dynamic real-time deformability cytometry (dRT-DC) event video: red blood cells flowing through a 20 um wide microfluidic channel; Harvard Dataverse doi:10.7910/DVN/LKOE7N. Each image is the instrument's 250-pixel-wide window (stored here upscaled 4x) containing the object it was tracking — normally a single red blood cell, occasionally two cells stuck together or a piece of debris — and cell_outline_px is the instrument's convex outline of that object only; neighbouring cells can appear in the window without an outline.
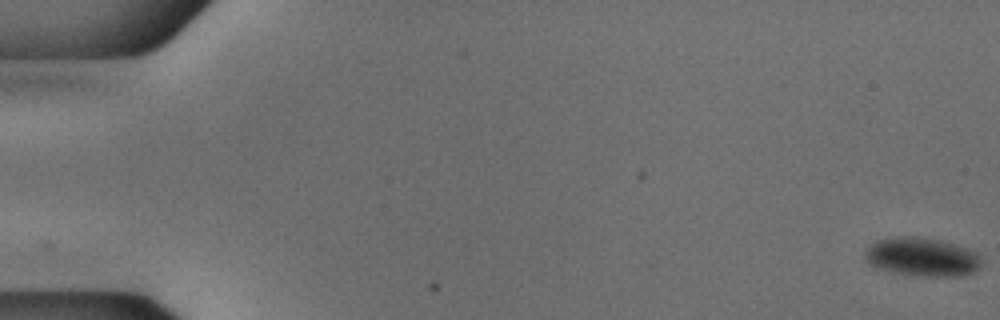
{"species": "common noctule bat (a hibernating species)", "species_latin": "Nyctalus noctula", "temperature_condition": "cold", "stored_images_in_passage": 55, "camera_frame_rate_fps": 3000, "um_per_image_px": 0.085, "animal": {"sex": "male", "body_mass_g": 18.8}, "frame": {"image": 1, "passage_image": 1, "time_ms": 0.0, "image_size_px": [1000, 320], "cell_outline_px": [[984, 264], [972, 272], [960, 276], [928, 276], [896, 272], [880, 268], [868, 264], [864, 260], [864, 252], [868, 244], [876, 240], [892, 236], [916, 236], [940, 240], [968, 248], [984, 256]], "centroid_in_image_um": [78.38, 21.81], "position_along_channel_um": 6.6, "area_um2": 26.65}}
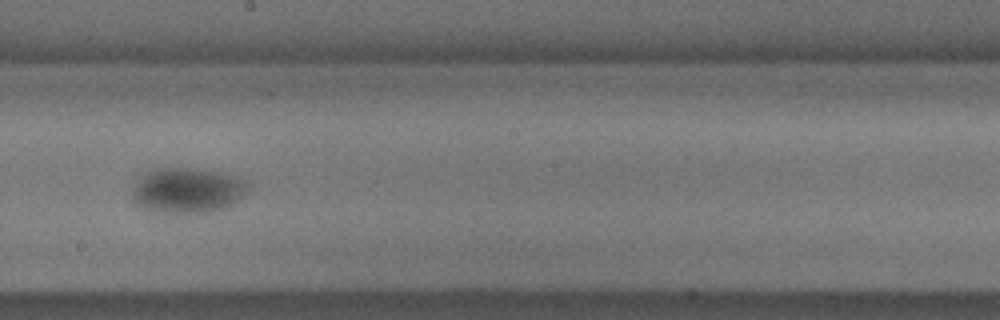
{"frame": {"image": 2, "passage_image": 32, "time_ms": 10.333, "image_size_px": [1000, 320], "cell_outline_px": [[248, 188], [244, 196], [240, 200], [224, 208], [208, 212], [160, 212], [144, 208], [136, 204], [132, 196], [136, 180], [140, 176], [156, 168], [196, 168], [216, 172], [232, 176], [244, 180], [248, 184]], "centroid_in_image_um": [15.92, 16.18], "position_along_channel_um": 232.3, "area_um2": 30.23}}
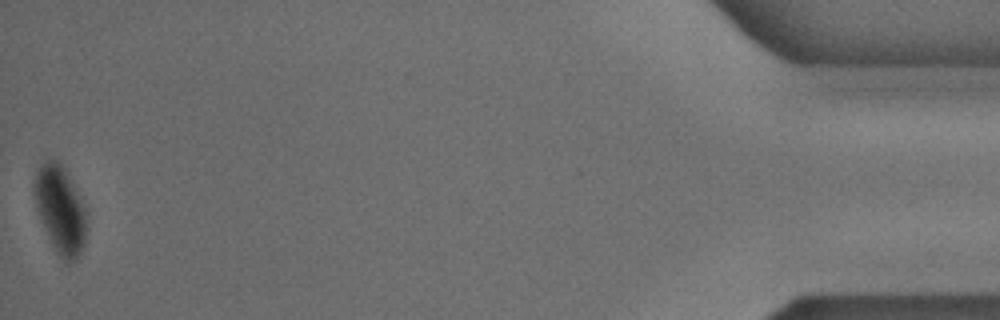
{"frame": {"image": 3, "passage_image": 55, "time_ms": 18.0, "image_size_px": [1000, 320], "cell_outline_px": [[88, 228], [84, 248], [76, 260], [68, 264], [56, 252], [48, 236], [40, 216], [32, 192], [32, 184], [36, 172], [44, 160], [56, 160], [68, 172], [88, 212]], "centroid_in_image_um": [5.17, 17.83], "position_along_channel_um": 430.0, "area_um2": 27.28}}